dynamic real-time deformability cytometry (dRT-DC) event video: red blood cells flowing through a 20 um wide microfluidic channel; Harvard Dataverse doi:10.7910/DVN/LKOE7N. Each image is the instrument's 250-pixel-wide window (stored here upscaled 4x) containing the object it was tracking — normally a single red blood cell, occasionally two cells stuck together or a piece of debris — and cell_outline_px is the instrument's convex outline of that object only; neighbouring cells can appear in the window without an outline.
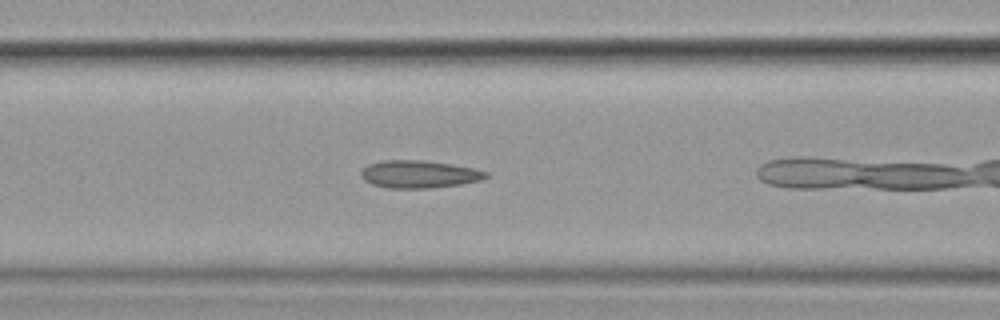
{"species": "common noctule bat (a hibernating species)", "species_latin": "Nyctalus noctula", "temperature_condition": "cold", "stored_images_in_passage": 19, "camera_frame_rate_fps": 3000, "um_per_image_px": 0.085, "animal": {"sex": "female", "body_mass_g": 19.9}, "frame": {"image": 1, "passage_image": 7, "time_ms": 2.0, "image_size_px": [1000, 320], "cell_outline_px": [[488, 176], [480, 180], [460, 184], [428, 188], [388, 188], [372, 184], [364, 180], [360, 176], [360, 172], [368, 164], [384, 160], [420, 160], [452, 164], [472, 168], [488, 172]], "centroid_in_image_um": [35.59, 14.8], "position_along_channel_um": 131.0, "area_um2": 19.94}}
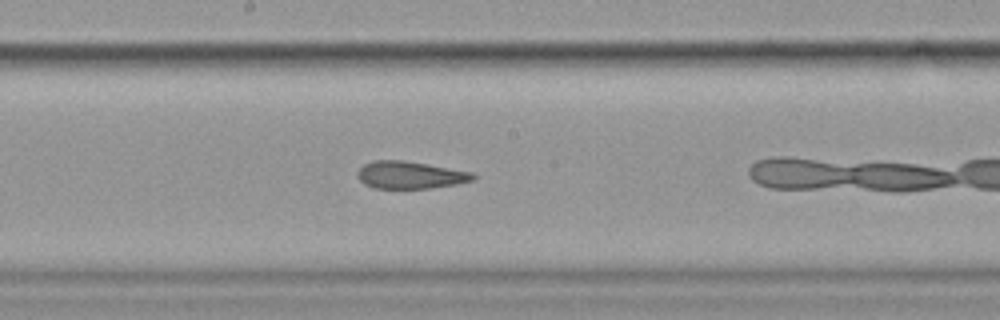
{"frame": {"image": 2, "passage_image": 14, "time_ms": 4.333, "image_size_px": [1000, 320], "cell_outline_px": [[476, 180], [456, 184], [428, 188], [372, 188], [364, 184], [356, 176], [360, 168], [364, 164], [372, 160], [404, 160], [428, 164], [472, 172], [476, 176]], "centroid_in_image_um": [34.85, 14.87], "position_along_channel_um": 213.3, "area_um2": 18.5}}
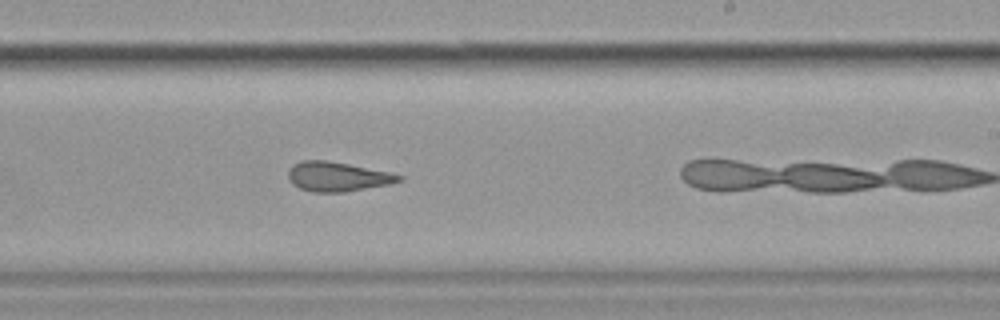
{"frame": {"image": 3, "passage_image": 18, "time_ms": 5.667, "image_size_px": [1000, 320], "cell_outline_px": [[404, 176], [400, 180], [388, 184], [344, 192], [312, 192], [300, 188], [292, 184], [288, 180], [288, 172], [292, 164], [300, 160], [328, 160], [388, 172]], "centroid_in_image_um": [28.61, 15.0], "position_along_channel_um": 260.4, "area_um2": 18.9}}